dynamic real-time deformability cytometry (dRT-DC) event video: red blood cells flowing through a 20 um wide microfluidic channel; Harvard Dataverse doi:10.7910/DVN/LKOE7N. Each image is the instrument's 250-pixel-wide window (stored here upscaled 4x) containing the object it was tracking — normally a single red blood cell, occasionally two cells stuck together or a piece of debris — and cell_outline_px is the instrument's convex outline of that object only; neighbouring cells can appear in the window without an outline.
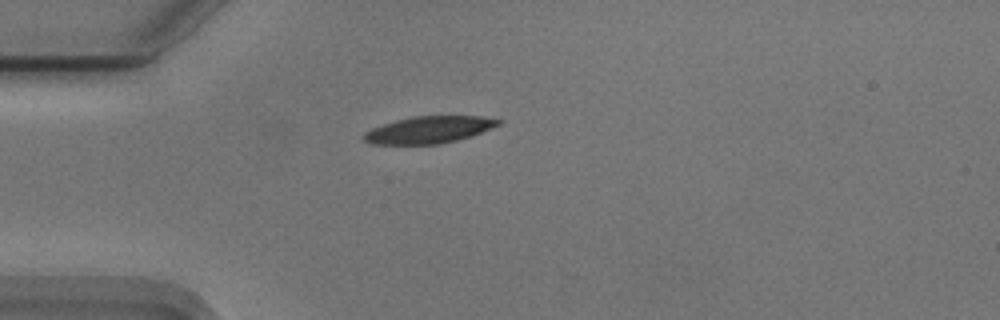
{"species": "Egyptian fruit bat (a non-hibernating species)", "species_latin": "Rousettus aegyptiacus", "temperature_condition": "cold", "stored_images_in_passage": 41, "camera_frame_rate_fps": 3000, "um_per_image_px": 0.085, "animal": {"sex": "male"}, "frame": {"image": 1, "passage_image": 1, "time_ms": 0.0, "image_size_px": [1000, 320], "cell_outline_px": [[500, 124], [472, 136], [440, 144], [372, 144], [364, 140], [360, 136], [364, 132], [372, 128], [396, 120], [412, 116], [484, 116], [500, 120]], "centroid_in_image_um": [36.43, 11.03], "position_along_channel_um": 48.6, "area_um2": 21.1}}
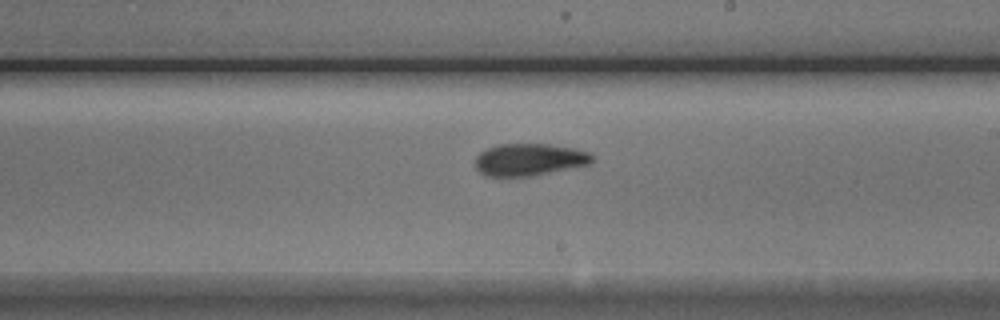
{"frame": {"image": 2, "passage_image": 18, "time_ms": 5.667, "image_size_px": [1000, 320], "cell_outline_px": [[592, 160], [588, 164], [532, 176], [484, 176], [476, 168], [476, 156], [480, 152], [488, 148], [500, 144], [548, 144], [572, 148], [592, 152]], "centroid_in_image_um": [44.97, 13.56], "position_along_channel_um": 244.0, "area_um2": 21.73}}
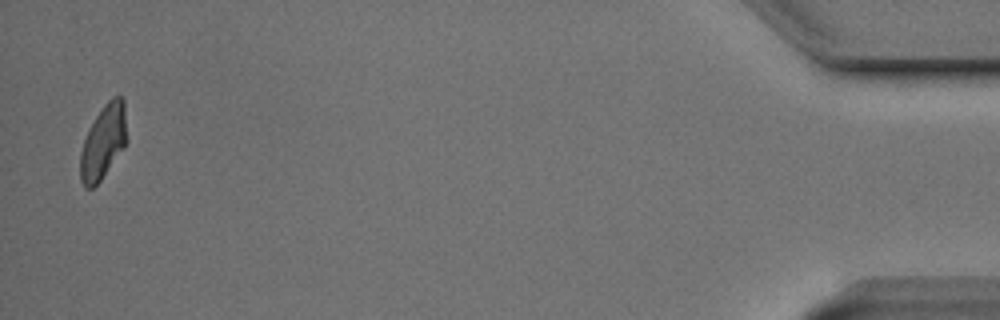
{"frame": {"image": 3, "passage_image": 40, "time_ms": 13.0, "image_size_px": [1000, 320], "cell_outline_px": [[124, 148], [100, 180], [92, 188], [84, 188], [80, 180], [80, 152], [84, 140], [96, 116], [104, 104], [112, 96], [120, 96], [124, 100]], "centroid_in_image_um": [8.74, 12.1], "position_along_channel_um": 426.5, "area_um2": 19.42}, "authors_computed_cell_mechanics": {"area_um2": 21.5594, "velocity_mm_per_s": 3.7281, "shape_relaxation_time_tau1_ms": 4.6351, "shape_relaxation_time_tau2_ms": 2.5367, "deformation_change_tau1": 0.1563, "deformation_change_tau2": 0.0877}}